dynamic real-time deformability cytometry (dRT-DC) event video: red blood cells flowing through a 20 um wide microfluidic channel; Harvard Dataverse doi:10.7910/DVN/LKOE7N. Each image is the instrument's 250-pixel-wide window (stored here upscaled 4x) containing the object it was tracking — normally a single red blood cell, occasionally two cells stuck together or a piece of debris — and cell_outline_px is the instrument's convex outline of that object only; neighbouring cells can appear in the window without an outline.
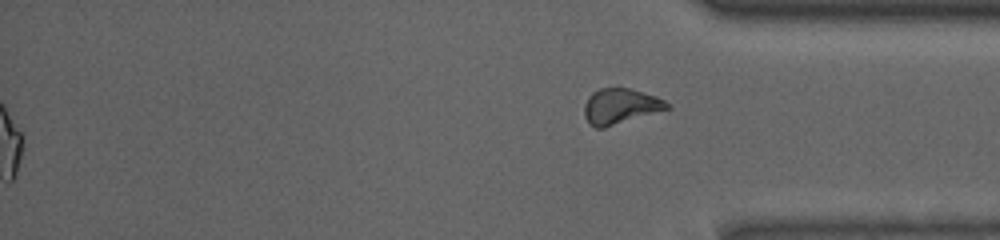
{"species": "common noctule bat (a hibernating species)", "species_latin": "Nyctalus noctula", "temperature_condition": "room temperature", "stored_images_in_passage": 38, "camera_frame_rate_fps": 3000, "um_per_image_px": 0.085, "animal": {"sex": "male", "body_mass_g": 13.0, "forearm_length_mm": 53.1}, "frame": {"image": 1, "passage_image": 38, "time_ms": 12.333, "image_size_px": [1000, 240], "cell_outline_px": [[672, 108], [604, 128], [596, 128], [588, 124], [584, 116], [584, 104], [588, 96], [592, 92], [600, 88], [628, 88], [656, 96], [664, 100]], "centroid_in_image_um": [52.71, 9.04], "position_along_channel_um": 382.5, "area_um2": 17.22}, "authors_computed_cell_mechanics": {"area_um2": 17.1666, "velocity_mm_per_s": 3.9139, "shape_relaxation_time_tau1_ms": 5.7217, "shape_relaxation_time_tau2_ms": 1.8229, "deformation_change_tau1": 0.1341, "deformation_change_tau2": 0.089}}